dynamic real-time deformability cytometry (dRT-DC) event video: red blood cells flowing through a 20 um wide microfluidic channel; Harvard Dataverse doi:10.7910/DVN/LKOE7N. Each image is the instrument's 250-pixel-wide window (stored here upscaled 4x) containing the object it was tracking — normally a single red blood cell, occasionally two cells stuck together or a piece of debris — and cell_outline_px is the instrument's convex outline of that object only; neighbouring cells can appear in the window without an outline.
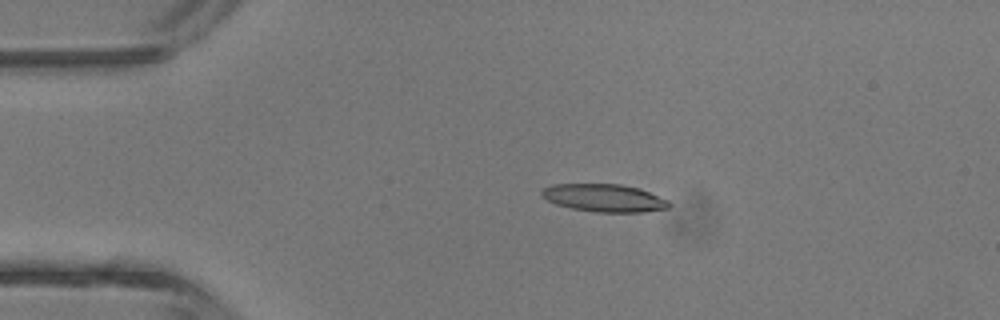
{"species": "common noctule bat (a hibernating species)", "species_latin": "Nyctalus noctula", "temperature_condition": "room temperature", "stored_images_in_passage": 3, "camera_frame_rate_fps": 3000, "um_per_image_px": 0.085, "animal": {"sex": "male", "body_mass_g": 13.3}, "frame": {"image": 1, "passage_image": 2, "time_ms": 1.333, "image_size_px": [1000, 320], "cell_outline_px": [[672, 204], [668, 208], [644, 212], [596, 212], [572, 208], [556, 204], [540, 196], [540, 192], [544, 188], [552, 184], [620, 184], [640, 188], [668, 200]], "centroid_in_image_um": [51.36, 16.82], "position_along_channel_um": 33.6, "area_um2": 20.63}}